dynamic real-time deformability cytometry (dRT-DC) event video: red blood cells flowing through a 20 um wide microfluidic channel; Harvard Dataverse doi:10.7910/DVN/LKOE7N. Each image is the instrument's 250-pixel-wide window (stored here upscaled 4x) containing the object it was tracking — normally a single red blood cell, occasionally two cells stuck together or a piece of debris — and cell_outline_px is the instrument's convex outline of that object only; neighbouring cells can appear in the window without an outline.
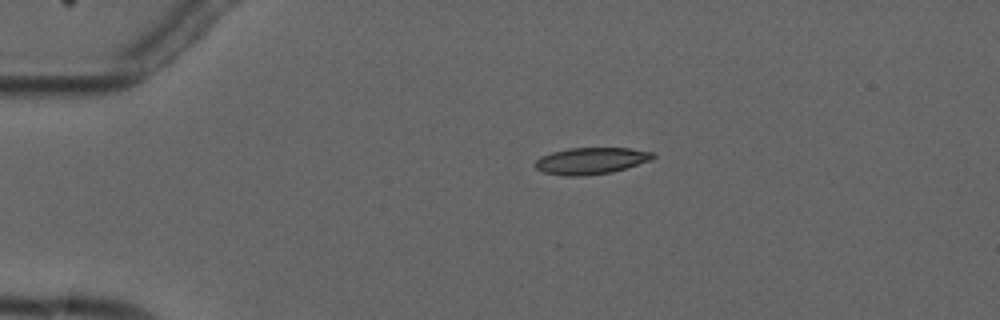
{"species": "common noctule bat (a hibernating species)", "species_latin": "Nyctalus noctula", "temperature_condition": "cold", "stored_images_in_passage": 6, "camera_frame_rate_fps": 3000, "um_per_image_px": 0.085, "animal": {"sex": "male", "forearm_length_mm": 52.5}, "frame": {"image": 1, "passage_image": 3, "time_ms": 2.333, "image_size_px": [1000, 320], "cell_outline_px": [[656, 156], [652, 160], [612, 172], [584, 176], [564, 176], [544, 172], [536, 168], [536, 160], [540, 156], [552, 152], [568, 148], [628, 148], [656, 152]], "centroid_in_image_um": [50.27, 13.66], "position_along_channel_um": 34.7, "area_um2": 18.38}}
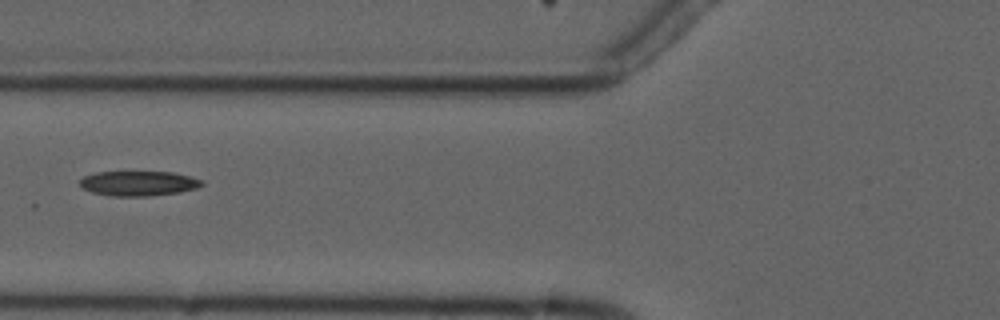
{"frame": {"image": 2, "passage_image": 6, "time_ms": 5.667, "image_size_px": [1000, 320], "cell_outline_px": [[204, 184], [196, 188], [180, 192], [148, 196], [112, 196], [92, 192], [84, 188], [80, 184], [80, 180], [84, 176], [96, 172], [172, 172], [204, 180]], "centroid_in_image_um": [11.79, 15.59], "position_along_channel_um": 114.0, "area_um2": 17.57}}